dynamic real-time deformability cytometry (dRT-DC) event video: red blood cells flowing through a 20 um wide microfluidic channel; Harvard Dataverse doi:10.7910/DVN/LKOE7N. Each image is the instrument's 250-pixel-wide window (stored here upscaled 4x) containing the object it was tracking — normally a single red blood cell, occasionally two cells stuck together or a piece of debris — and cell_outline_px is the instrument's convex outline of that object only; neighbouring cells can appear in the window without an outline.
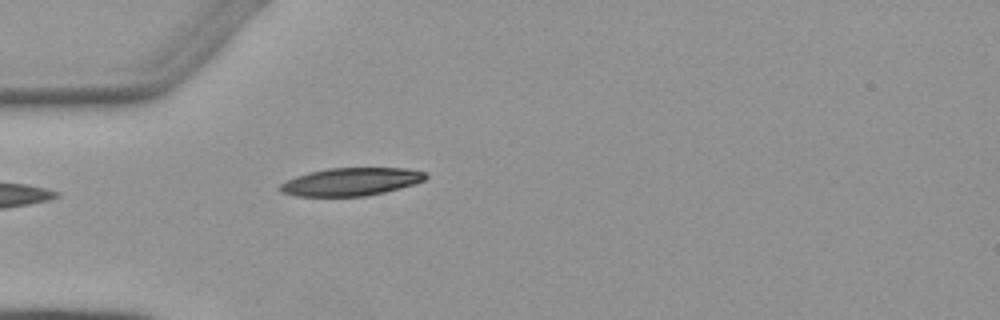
{"species": "Egyptian fruit bat (a non-hibernating species)", "species_latin": "Rousettus aegyptiacus", "temperature_condition": "warm", "stored_images_in_passage": 1, "camera_frame_rate_fps": 3000, "um_per_image_px": 0.085, "animal": {"sex": "female"}, "frame": {"image": 1, "passage_image": 1, "time_ms": 0.0, "image_size_px": [1000, 320], "cell_outline_px": [[428, 176], [424, 180], [400, 188], [384, 192], [364, 196], [296, 196], [280, 192], [276, 188], [280, 184], [296, 176], [308, 172], [328, 168], [408, 168], [428, 172]], "centroid_in_image_um": [29.82, 15.44], "position_along_channel_um": 55.2, "area_um2": 23.76}}